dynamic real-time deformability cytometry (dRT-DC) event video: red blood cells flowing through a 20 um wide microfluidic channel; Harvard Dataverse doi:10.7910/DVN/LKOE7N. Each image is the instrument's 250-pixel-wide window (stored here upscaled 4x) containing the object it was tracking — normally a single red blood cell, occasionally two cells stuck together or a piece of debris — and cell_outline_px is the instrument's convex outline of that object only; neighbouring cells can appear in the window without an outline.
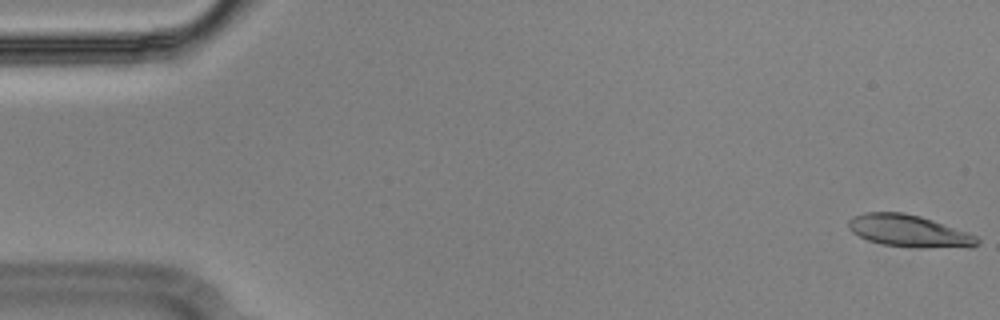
{"species": "Egyptian fruit bat (a non-hibernating species)", "species_latin": "Rousettus aegyptiacus", "temperature_condition": "cold", "stored_images_in_passage": 16, "camera_frame_rate_fps": 3000, "um_per_image_px": 0.085, "animal": {"sex": "male"}, "frame": {"image": 1, "passage_image": 1, "time_ms": 0.0, "image_size_px": [1000, 320], "cell_outline_px": [[980, 244], [972, 248], [968, 248], [884, 244], [868, 240], [852, 232], [848, 228], [848, 220], [852, 216], [864, 212], [904, 212], [920, 216], [968, 232], [976, 236], [980, 240]], "centroid_in_image_um": [77.27, 19.6], "position_along_channel_um": 7.7, "area_um2": 23.64}}